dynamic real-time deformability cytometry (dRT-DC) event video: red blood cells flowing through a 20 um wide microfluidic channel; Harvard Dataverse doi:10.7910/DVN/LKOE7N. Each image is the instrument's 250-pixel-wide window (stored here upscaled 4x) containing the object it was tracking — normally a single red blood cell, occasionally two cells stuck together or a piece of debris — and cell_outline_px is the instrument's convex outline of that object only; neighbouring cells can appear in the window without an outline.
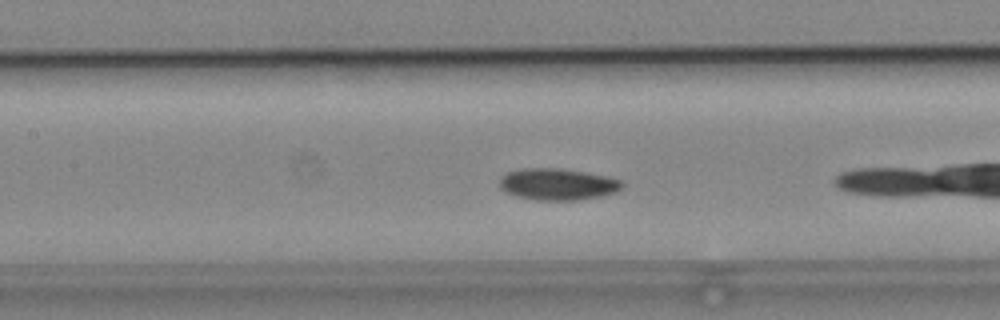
{"species": "common noctule bat (a hibernating species)", "species_latin": "Nyctalus noctula", "temperature_condition": "cold", "stored_images_in_passage": 37, "camera_frame_rate_fps": 3000, "um_per_image_px": 0.085, "animal": {"sex": "male", "body_mass_g": 19.2, "forearm_length_mm": 51.8}, "frame": {"image": 1, "passage_image": 7, "time_ms": 2.0, "image_size_px": [1000, 320], "cell_outline_px": [[624, 184], [616, 192], [600, 196], [576, 200], [536, 200], [516, 196], [508, 192], [500, 184], [500, 180], [508, 172], [520, 168], [560, 168], [584, 172], [604, 176], [620, 180]], "centroid_in_image_um": [47.41, 15.66], "position_along_channel_um": 160.0, "area_um2": 22.2}}
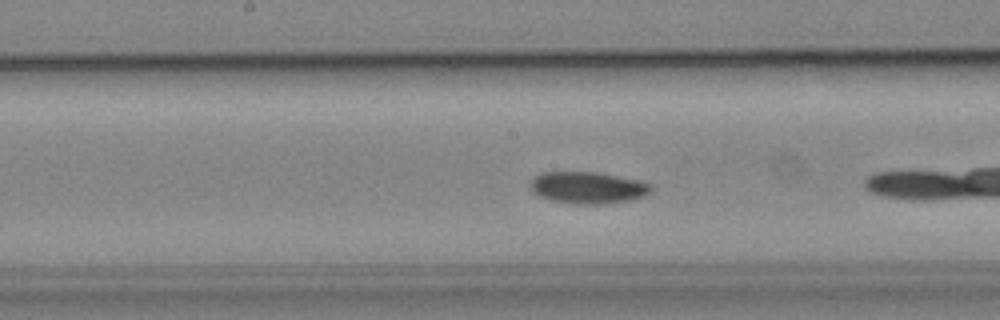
{"frame": {"image": 2, "passage_image": 10, "time_ms": 3.0, "image_size_px": [1000, 320], "cell_outline_px": [[652, 188], [644, 196], [632, 200], [604, 204], [576, 204], [552, 200], [540, 196], [532, 192], [528, 184], [532, 176], [540, 172], [596, 172], [640, 180], [652, 184]], "centroid_in_image_um": [49.93, 15.94], "position_along_channel_um": 198.3, "area_um2": 22.66}}
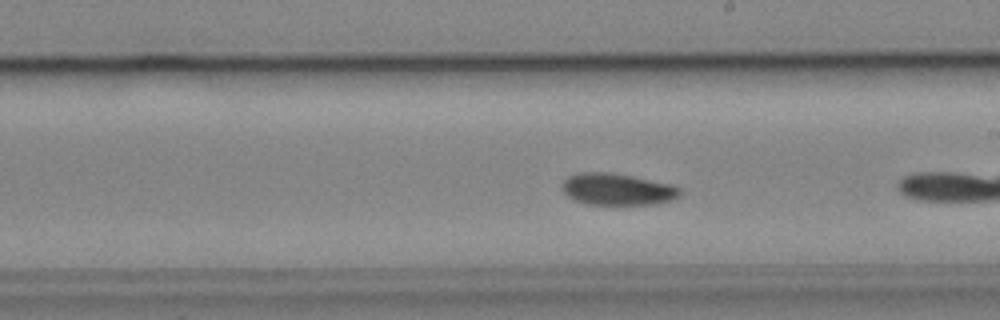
{"frame": {"image": 3, "passage_image": 13, "time_ms": 4.0, "image_size_px": [1000, 320], "cell_outline_px": [[680, 196], [672, 200], [656, 204], [584, 204], [568, 196], [560, 188], [560, 184], [568, 176], [576, 172], [608, 172], [632, 176], [672, 184], [680, 188]], "centroid_in_image_um": [52.44, 16.08], "position_along_channel_um": 236.6, "area_um2": 21.96}, "authors_computed_cell_mechanics": {"area_um2": 21.7906, "velocity_mm_per_s": 3.833, "shape_relaxation_time_tau1_ms": 3.4231, "shape_relaxation_time_tau2_ms": null, "deformation_change_tau1": 0.0778, "deformation_change_tau2": null}}